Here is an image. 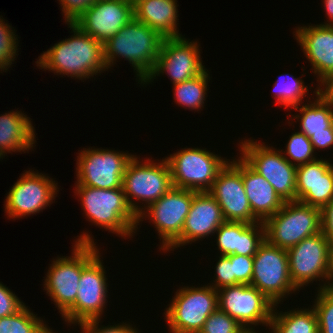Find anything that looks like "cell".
I'll return each mask as SVG.
<instances>
[{
  "label": "cell",
  "mask_w": 333,
  "mask_h": 333,
  "mask_svg": "<svg viewBox=\"0 0 333 333\" xmlns=\"http://www.w3.org/2000/svg\"><path fill=\"white\" fill-rule=\"evenodd\" d=\"M62 8L65 23L75 22L97 0H58Z\"/></svg>",
  "instance_id": "obj_39"
},
{
  "label": "cell",
  "mask_w": 333,
  "mask_h": 333,
  "mask_svg": "<svg viewBox=\"0 0 333 333\" xmlns=\"http://www.w3.org/2000/svg\"><path fill=\"white\" fill-rule=\"evenodd\" d=\"M164 38L134 17L103 44L105 64L109 69L117 58H124L136 70V80L142 85L155 67Z\"/></svg>",
  "instance_id": "obj_2"
},
{
  "label": "cell",
  "mask_w": 333,
  "mask_h": 333,
  "mask_svg": "<svg viewBox=\"0 0 333 333\" xmlns=\"http://www.w3.org/2000/svg\"><path fill=\"white\" fill-rule=\"evenodd\" d=\"M228 161L208 191L221 207L225 221L260 222L252 213L241 176V157Z\"/></svg>",
  "instance_id": "obj_18"
},
{
  "label": "cell",
  "mask_w": 333,
  "mask_h": 333,
  "mask_svg": "<svg viewBox=\"0 0 333 333\" xmlns=\"http://www.w3.org/2000/svg\"><path fill=\"white\" fill-rule=\"evenodd\" d=\"M209 71L205 69L200 75L173 85L174 101L181 107L189 110H203L211 80Z\"/></svg>",
  "instance_id": "obj_29"
},
{
  "label": "cell",
  "mask_w": 333,
  "mask_h": 333,
  "mask_svg": "<svg viewBox=\"0 0 333 333\" xmlns=\"http://www.w3.org/2000/svg\"><path fill=\"white\" fill-rule=\"evenodd\" d=\"M65 24L73 35L41 53L36 66L81 81L107 71L103 43L83 32L76 24Z\"/></svg>",
  "instance_id": "obj_1"
},
{
  "label": "cell",
  "mask_w": 333,
  "mask_h": 333,
  "mask_svg": "<svg viewBox=\"0 0 333 333\" xmlns=\"http://www.w3.org/2000/svg\"><path fill=\"white\" fill-rule=\"evenodd\" d=\"M312 307L318 319L319 333H333V287L317 290Z\"/></svg>",
  "instance_id": "obj_34"
},
{
  "label": "cell",
  "mask_w": 333,
  "mask_h": 333,
  "mask_svg": "<svg viewBox=\"0 0 333 333\" xmlns=\"http://www.w3.org/2000/svg\"><path fill=\"white\" fill-rule=\"evenodd\" d=\"M285 147L286 150L282 149L281 152L284 158L295 167L317 159L310 138L300 131L291 134Z\"/></svg>",
  "instance_id": "obj_32"
},
{
  "label": "cell",
  "mask_w": 333,
  "mask_h": 333,
  "mask_svg": "<svg viewBox=\"0 0 333 333\" xmlns=\"http://www.w3.org/2000/svg\"><path fill=\"white\" fill-rule=\"evenodd\" d=\"M239 146L240 157L274 187L284 202L296 201L297 167L284 158L280 149L251 138L239 141Z\"/></svg>",
  "instance_id": "obj_7"
},
{
  "label": "cell",
  "mask_w": 333,
  "mask_h": 333,
  "mask_svg": "<svg viewBox=\"0 0 333 333\" xmlns=\"http://www.w3.org/2000/svg\"><path fill=\"white\" fill-rule=\"evenodd\" d=\"M197 191L172 187L138 215V225L150 220L159 233V249L164 252L182 233L193 196Z\"/></svg>",
  "instance_id": "obj_13"
},
{
  "label": "cell",
  "mask_w": 333,
  "mask_h": 333,
  "mask_svg": "<svg viewBox=\"0 0 333 333\" xmlns=\"http://www.w3.org/2000/svg\"><path fill=\"white\" fill-rule=\"evenodd\" d=\"M273 86L275 104H280L287 109L303 104V98L308 95V89L312 87V85L310 88L306 86L301 77L294 78L291 74H281Z\"/></svg>",
  "instance_id": "obj_30"
},
{
  "label": "cell",
  "mask_w": 333,
  "mask_h": 333,
  "mask_svg": "<svg viewBox=\"0 0 333 333\" xmlns=\"http://www.w3.org/2000/svg\"><path fill=\"white\" fill-rule=\"evenodd\" d=\"M45 323L24 305L15 314L0 318V333H39Z\"/></svg>",
  "instance_id": "obj_31"
},
{
  "label": "cell",
  "mask_w": 333,
  "mask_h": 333,
  "mask_svg": "<svg viewBox=\"0 0 333 333\" xmlns=\"http://www.w3.org/2000/svg\"><path fill=\"white\" fill-rule=\"evenodd\" d=\"M251 286L262 292L275 305L299 291L289 274L287 250L265 239L253 256Z\"/></svg>",
  "instance_id": "obj_10"
},
{
  "label": "cell",
  "mask_w": 333,
  "mask_h": 333,
  "mask_svg": "<svg viewBox=\"0 0 333 333\" xmlns=\"http://www.w3.org/2000/svg\"><path fill=\"white\" fill-rule=\"evenodd\" d=\"M24 305L10 288L0 282V318L15 314Z\"/></svg>",
  "instance_id": "obj_40"
},
{
  "label": "cell",
  "mask_w": 333,
  "mask_h": 333,
  "mask_svg": "<svg viewBox=\"0 0 333 333\" xmlns=\"http://www.w3.org/2000/svg\"><path fill=\"white\" fill-rule=\"evenodd\" d=\"M217 292L218 308L245 329H254L259 324L269 327L275 304L254 286L237 284L220 288Z\"/></svg>",
  "instance_id": "obj_17"
},
{
  "label": "cell",
  "mask_w": 333,
  "mask_h": 333,
  "mask_svg": "<svg viewBox=\"0 0 333 333\" xmlns=\"http://www.w3.org/2000/svg\"><path fill=\"white\" fill-rule=\"evenodd\" d=\"M132 18L134 8L124 0H97L73 23L104 44Z\"/></svg>",
  "instance_id": "obj_21"
},
{
  "label": "cell",
  "mask_w": 333,
  "mask_h": 333,
  "mask_svg": "<svg viewBox=\"0 0 333 333\" xmlns=\"http://www.w3.org/2000/svg\"><path fill=\"white\" fill-rule=\"evenodd\" d=\"M101 319H93L80 325L81 333H139L136 326L130 325V322L118 323L117 325H99Z\"/></svg>",
  "instance_id": "obj_38"
},
{
  "label": "cell",
  "mask_w": 333,
  "mask_h": 333,
  "mask_svg": "<svg viewBox=\"0 0 333 333\" xmlns=\"http://www.w3.org/2000/svg\"><path fill=\"white\" fill-rule=\"evenodd\" d=\"M75 195L88 221L122 238H133L138 216L129 206L122 188L101 189L75 185Z\"/></svg>",
  "instance_id": "obj_4"
},
{
  "label": "cell",
  "mask_w": 333,
  "mask_h": 333,
  "mask_svg": "<svg viewBox=\"0 0 333 333\" xmlns=\"http://www.w3.org/2000/svg\"><path fill=\"white\" fill-rule=\"evenodd\" d=\"M293 34L317 75V86L328 89L333 84V26H298Z\"/></svg>",
  "instance_id": "obj_19"
},
{
  "label": "cell",
  "mask_w": 333,
  "mask_h": 333,
  "mask_svg": "<svg viewBox=\"0 0 333 333\" xmlns=\"http://www.w3.org/2000/svg\"><path fill=\"white\" fill-rule=\"evenodd\" d=\"M39 333H56L55 331H53L52 328H50L47 323L44 326V328L39 332Z\"/></svg>",
  "instance_id": "obj_45"
},
{
  "label": "cell",
  "mask_w": 333,
  "mask_h": 333,
  "mask_svg": "<svg viewBox=\"0 0 333 333\" xmlns=\"http://www.w3.org/2000/svg\"><path fill=\"white\" fill-rule=\"evenodd\" d=\"M328 281L329 288L333 287V241L329 245Z\"/></svg>",
  "instance_id": "obj_44"
},
{
  "label": "cell",
  "mask_w": 333,
  "mask_h": 333,
  "mask_svg": "<svg viewBox=\"0 0 333 333\" xmlns=\"http://www.w3.org/2000/svg\"><path fill=\"white\" fill-rule=\"evenodd\" d=\"M245 330V327L228 313L217 308L209 315L198 333H242Z\"/></svg>",
  "instance_id": "obj_35"
},
{
  "label": "cell",
  "mask_w": 333,
  "mask_h": 333,
  "mask_svg": "<svg viewBox=\"0 0 333 333\" xmlns=\"http://www.w3.org/2000/svg\"><path fill=\"white\" fill-rule=\"evenodd\" d=\"M224 222L221 207L216 199L208 191L196 192L181 235L164 253L212 236Z\"/></svg>",
  "instance_id": "obj_20"
},
{
  "label": "cell",
  "mask_w": 333,
  "mask_h": 333,
  "mask_svg": "<svg viewBox=\"0 0 333 333\" xmlns=\"http://www.w3.org/2000/svg\"><path fill=\"white\" fill-rule=\"evenodd\" d=\"M76 160L75 185L101 189L122 188L126 166L134 154L101 148H83Z\"/></svg>",
  "instance_id": "obj_11"
},
{
  "label": "cell",
  "mask_w": 333,
  "mask_h": 333,
  "mask_svg": "<svg viewBox=\"0 0 333 333\" xmlns=\"http://www.w3.org/2000/svg\"><path fill=\"white\" fill-rule=\"evenodd\" d=\"M22 111L12 110L0 115V159L7 153L28 152L36 145L32 119Z\"/></svg>",
  "instance_id": "obj_26"
},
{
  "label": "cell",
  "mask_w": 333,
  "mask_h": 333,
  "mask_svg": "<svg viewBox=\"0 0 333 333\" xmlns=\"http://www.w3.org/2000/svg\"><path fill=\"white\" fill-rule=\"evenodd\" d=\"M278 306L276 304L273 309L270 333H319L317 315L312 306L305 309L298 307L287 312L277 310Z\"/></svg>",
  "instance_id": "obj_28"
},
{
  "label": "cell",
  "mask_w": 333,
  "mask_h": 333,
  "mask_svg": "<svg viewBox=\"0 0 333 333\" xmlns=\"http://www.w3.org/2000/svg\"><path fill=\"white\" fill-rule=\"evenodd\" d=\"M175 188L209 191L229 159L201 148H182L165 158Z\"/></svg>",
  "instance_id": "obj_9"
},
{
  "label": "cell",
  "mask_w": 333,
  "mask_h": 333,
  "mask_svg": "<svg viewBox=\"0 0 333 333\" xmlns=\"http://www.w3.org/2000/svg\"><path fill=\"white\" fill-rule=\"evenodd\" d=\"M329 245L320 231L287 250L290 278L298 290L317 280L322 282L318 290L329 288Z\"/></svg>",
  "instance_id": "obj_12"
},
{
  "label": "cell",
  "mask_w": 333,
  "mask_h": 333,
  "mask_svg": "<svg viewBox=\"0 0 333 333\" xmlns=\"http://www.w3.org/2000/svg\"><path fill=\"white\" fill-rule=\"evenodd\" d=\"M0 16V72L9 71V67L14 64L19 49L18 35L12 26L5 23L4 18ZM17 36V37H16Z\"/></svg>",
  "instance_id": "obj_33"
},
{
  "label": "cell",
  "mask_w": 333,
  "mask_h": 333,
  "mask_svg": "<svg viewBox=\"0 0 333 333\" xmlns=\"http://www.w3.org/2000/svg\"><path fill=\"white\" fill-rule=\"evenodd\" d=\"M241 176L251 211L260 222H265L282 208L285 202L274 187L242 158Z\"/></svg>",
  "instance_id": "obj_24"
},
{
  "label": "cell",
  "mask_w": 333,
  "mask_h": 333,
  "mask_svg": "<svg viewBox=\"0 0 333 333\" xmlns=\"http://www.w3.org/2000/svg\"><path fill=\"white\" fill-rule=\"evenodd\" d=\"M321 231L331 242L333 241V199L321 209Z\"/></svg>",
  "instance_id": "obj_41"
},
{
  "label": "cell",
  "mask_w": 333,
  "mask_h": 333,
  "mask_svg": "<svg viewBox=\"0 0 333 333\" xmlns=\"http://www.w3.org/2000/svg\"><path fill=\"white\" fill-rule=\"evenodd\" d=\"M218 261L214 269H216L213 282L208 283L215 290L226 286H233V270L230 262V255H220L218 256Z\"/></svg>",
  "instance_id": "obj_37"
},
{
  "label": "cell",
  "mask_w": 333,
  "mask_h": 333,
  "mask_svg": "<svg viewBox=\"0 0 333 333\" xmlns=\"http://www.w3.org/2000/svg\"><path fill=\"white\" fill-rule=\"evenodd\" d=\"M324 10L326 11L327 21L321 23V25H330L333 26V0H323Z\"/></svg>",
  "instance_id": "obj_43"
},
{
  "label": "cell",
  "mask_w": 333,
  "mask_h": 333,
  "mask_svg": "<svg viewBox=\"0 0 333 333\" xmlns=\"http://www.w3.org/2000/svg\"><path fill=\"white\" fill-rule=\"evenodd\" d=\"M333 199V164L325 158L296 169V201L323 209Z\"/></svg>",
  "instance_id": "obj_22"
},
{
  "label": "cell",
  "mask_w": 333,
  "mask_h": 333,
  "mask_svg": "<svg viewBox=\"0 0 333 333\" xmlns=\"http://www.w3.org/2000/svg\"><path fill=\"white\" fill-rule=\"evenodd\" d=\"M164 316L169 333H198L218 308V292L209 284L180 287L170 300Z\"/></svg>",
  "instance_id": "obj_6"
},
{
  "label": "cell",
  "mask_w": 333,
  "mask_h": 333,
  "mask_svg": "<svg viewBox=\"0 0 333 333\" xmlns=\"http://www.w3.org/2000/svg\"><path fill=\"white\" fill-rule=\"evenodd\" d=\"M321 209L299 201L285 202L282 208L265 222V239L282 249L300 243L321 231Z\"/></svg>",
  "instance_id": "obj_8"
},
{
  "label": "cell",
  "mask_w": 333,
  "mask_h": 333,
  "mask_svg": "<svg viewBox=\"0 0 333 333\" xmlns=\"http://www.w3.org/2000/svg\"><path fill=\"white\" fill-rule=\"evenodd\" d=\"M242 333H258V332H256L255 329H246V330L243 331Z\"/></svg>",
  "instance_id": "obj_47"
},
{
  "label": "cell",
  "mask_w": 333,
  "mask_h": 333,
  "mask_svg": "<svg viewBox=\"0 0 333 333\" xmlns=\"http://www.w3.org/2000/svg\"><path fill=\"white\" fill-rule=\"evenodd\" d=\"M72 246L71 256L56 257L44 280V290L61 316L75 303L82 270L99 254L92 234L83 232Z\"/></svg>",
  "instance_id": "obj_3"
},
{
  "label": "cell",
  "mask_w": 333,
  "mask_h": 333,
  "mask_svg": "<svg viewBox=\"0 0 333 333\" xmlns=\"http://www.w3.org/2000/svg\"><path fill=\"white\" fill-rule=\"evenodd\" d=\"M99 253L81 273L75 303L61 316L68 325L101 319L108 298V283Z\"/></svg>",
  "instance_id": "obj_14"
},
{
  "label": "cell",
  "mask_w": 333,
  "mask_h": 333,
  "mask_svg": "<svg viewBox=\"0 0 333 333\" xmlns=\"http://www.w3.org/2000/svg\"><path fill=\"white\" fill-rule=\"evenodd\" d=\"M310 142L312 143L314 152H316V149H330L333 146V132L315 133L310 137Z\"/></svg>",
  "instance_id": "obj_42"
},
{
  "label": "cell",
  "mask_w": 333,
  "mask_h": 333,
  "mask_svg": "<svg viewBox=\"0 0 333 333\" xmlns=\"http://www.w3.org/2000/svg\"><path fill=\"white\" fill-rule=\"evenodd\" d=\"M233 270V285L251 284L253 275V257L243 255H230Z\"/></svg>",
  "instance_id": "obj_36"
},
{
  "label": "cell",
  "mask_w": 333,
  "mask_h": 333,
  "mask_svg": "<svg viewBox=\"0 0 333 333\" xmlns=\"http://www.w3.org/2000/svg\"><path fill=\"white\" fill-rule=\"evenodd\" d=\"M327 90L333 95V84Z\"/></svg>",
  "instance_id": "obj_48"
},
{
  "label": "cell",
  "mask_w": 333,
  "mask_h": 333,
  "mask_svg": "<svg viewBox=\"0 0 333 333\" xmlns=\"http://www.w3.org/2000/svg\"><path fill=\"white\" fill-rule=\"evenodd\" d=\"M124 1L134 8L143 0H124Z\"/></svg>",
  "instance_id": "obj_46"
},
{
  "label": "cell",
  "mask_w": 333,
  "mask_h": 333,
  "mask_svg": "<svg viewBox=\"0 0 333 333\" xmlns=\"http://www.w3.org/2000/svg\"><path fill=\"white\" fill-rule=\"evenodd\" d=\"M58 189V183L47 174L26 170L6 194L5 213L11 219L36 215L50 207Z\"/></svg>",
  "instance_id": "obj_15"
},
{
  "label": "cell",
  "mask_w": 333,
  "mask_h": 333,
  "mask_svg": "<svg viewBox=\"0 0 333 333\" xmlns=\"http://www.w3.org/2000/svg\"><path fill=\"white\" fill-rule=\"evenodd\" d=\"M313 93L316 98L312 102L308 99L307 103L292 108L300 114H287V118L293 116V120H297L294 122L300 121V132L308 138L315 133L333 132V95L327 89L319 87Z\"/></svg>",
  "instance_id": "obj_25"
},
{
  "label": "cell",
  "mask_w": 333,
  "mask_h": 333,
  "mask_svg": "<svg viewBox=\"0 0 333 333\" xmlns=\"http://www.w3.org/2000/svg\"><path fill=\"white\" fill-rule=\"evenodd\" d=\"M197 43L184 36L164 38L155 67L142 84H149L164 73L173 85L200 75L206 68Z\"/></svg>",
  "instance_id": "obj_16"
},
{
  "label": "cell",
  "mask_w": 333,
  "mask_h": 333,
  "mask_svg": "<svg viewBox=\"0 0 333 333\" xmlns=\"http://www.w3.org/2000/svg\"><path fill=\"white\" fill-rule=\"evenodd\" d=\"M178 6L177 0H143L134 7V17L165 38L180 37Z\"/></svg>",
  "instance_id": "obj_27"
},
{
  "label": "cell",
  "mask_w": 333,
  "mask_h": 333,
  "mask_svg": "<svg viewBox=\"0 0 333 333\" xmlns=\"http://www.w3.org/2000/svg\"><path fill=\"white\" fill-rule=\"evenodd\" d=\"M154 161L152 158L141 161L140 157L134 155L123 175L122 187L126 200L137 216L173 187L167 160ZM134 199L145 203L144 208Z\"/></svg>",
  "instance_id": "obj_5"
},
{
  "label": "cell",
  "mask_w": 333,
  "mask_h": 333,
  "mask_svg": "<svg viewBox=\"0 0 333 333\" xmlns=\"http://www.w3.org/2000/svg\"><path fill=\"white\" fill-rule=\"evenodd\" d=\"M220 255H243L253 257L265 240L264 222L225 221L215 232Z\"/></svg>",
  "instance_id": "obj_23"
}]
</instances>
